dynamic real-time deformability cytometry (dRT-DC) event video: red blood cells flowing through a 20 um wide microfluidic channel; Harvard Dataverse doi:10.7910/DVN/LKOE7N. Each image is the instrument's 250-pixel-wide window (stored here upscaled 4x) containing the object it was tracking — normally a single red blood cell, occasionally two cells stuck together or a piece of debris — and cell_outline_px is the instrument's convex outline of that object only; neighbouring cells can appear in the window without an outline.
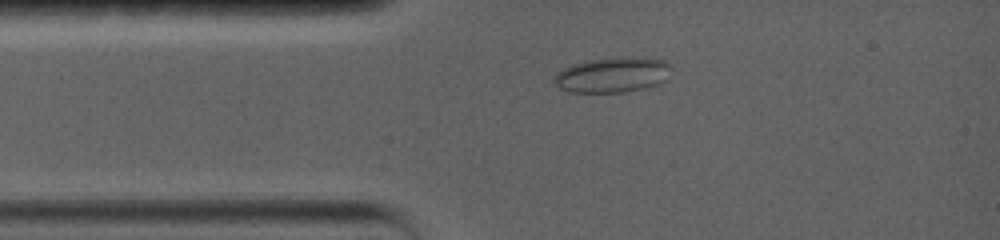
{"species": "common noctule bat (a hibernating species)", "species_latin": "Nyctalus noctula", "temperature_condition": "warm", "stored_images_in_passage": 3, "camera_frame_rate_fps": 5000, "um_per_image_px": 0.085, "animal": {"sex": "female", "body_mass_g": 19.0, "forearm_length_mm": 56.7}, "frame": {"image": 1, "passage_image": 1, "time_ms": 0.0, "image_size_px": [1000, 240], "cell_outline_px": [[672, 68], [668, 80], [644, 88], [620, 92], [572, 92], [560, 88], [552, 80], [552, 76], [564, 68], [572, 64], [588, 60], [620, 56], [644, 56], [664, 60]], "centroid_in_image_um": [52.1, 6.33], "position_along_channel_um": 32.9, "area_um2": 24.45}}